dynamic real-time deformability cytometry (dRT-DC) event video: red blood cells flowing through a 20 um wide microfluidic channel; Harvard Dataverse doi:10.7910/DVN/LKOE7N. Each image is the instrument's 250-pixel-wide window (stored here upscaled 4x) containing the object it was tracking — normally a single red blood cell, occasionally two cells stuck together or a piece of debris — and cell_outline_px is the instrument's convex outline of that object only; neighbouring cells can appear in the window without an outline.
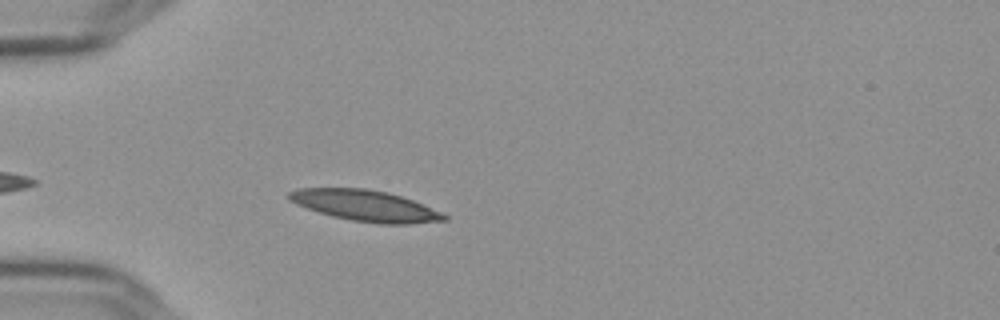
{"species": "Egyptian fruit bat (a non-hibernating species)", "species_latin": "Rousettus aegyptiacus", "temperature_condition": "cold", "stored_images_in_passage": 42, "camera_frame_rate_fps": 3000, "um_per_image_px": 0.085, "frame": {"image": 1, "passage_image": 5, "time_ms": 1.333, "image_size_px": [1000, 320], "cell_outline_px": [[448, 220], [412, 224], [376, 224], [352, 220], [332, 216], [296, 204], [288, 196], [288, 192], [300, 188], [364, 188], [388, 192], [412, 200], [440, 212], [448, 216]], "centroid_in_image_um": [31.08, 17.49], "position_along_channel_um": 53.9, "area_um2": 27.8}}
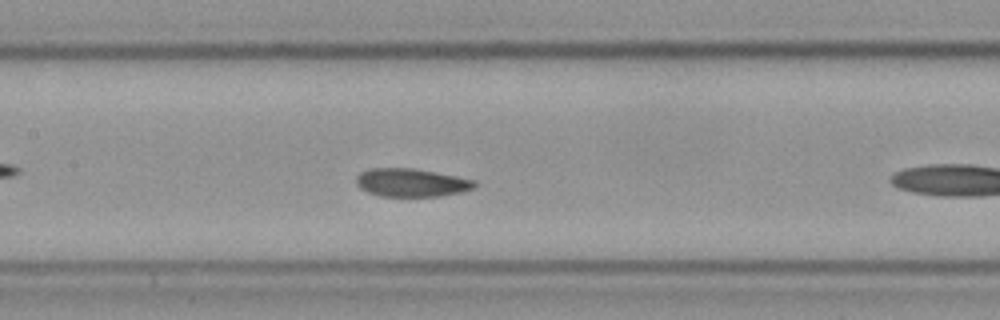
{"frame": {"image": 2, "passage_image": 12, "time_ms": 3.667, "image_size_px": [1000, 320], "cell_outline_px": [[476, 184], [472, 188], [464, 192], [440, 196], [380, 196], [368, 192], [360, 188], [356, 184], [356, 176], [360, 172], [372, 168], [412, 168], [476, 180]], "centroid_in_image_um": [34.95, 15.52], "position_along_channel_um": 172.5, "area_um2": 19.36}}
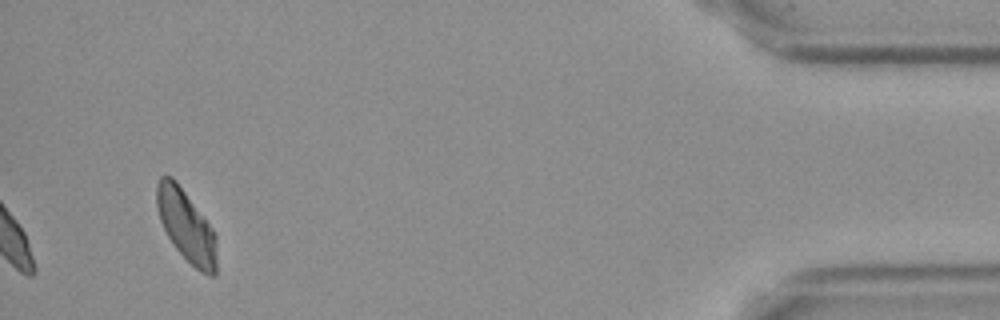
{"frame": {"image": 3, "passage_image": 42, "time_ms": 13.667, "image_size_px": [1000, 320], "cell_outline_px": [[216, 276], [208, 276], [200, 272], [176, 248], [168, 236], [160, 220], [156, 204], [156, 184], [160, 176], [172, 176], [176, 180], [212, 228], [216, 236]], "centroid_in_image_um": [15.83, 19.19], "position_along_channel_um": 419.4, "area_um2": 24.8}, "authors_computed_cell_mechanics": {"area_um2": 19.3341, "velocity_mm_per_s": 3.5875, "shape_relaxation_time_tau1_ms": 1.2873, "shape_relaxation_time_tau2_ms": 0.7077, "deformation_change_tau1": 0.0998, "deformation_change_tau2": 0.0605}}